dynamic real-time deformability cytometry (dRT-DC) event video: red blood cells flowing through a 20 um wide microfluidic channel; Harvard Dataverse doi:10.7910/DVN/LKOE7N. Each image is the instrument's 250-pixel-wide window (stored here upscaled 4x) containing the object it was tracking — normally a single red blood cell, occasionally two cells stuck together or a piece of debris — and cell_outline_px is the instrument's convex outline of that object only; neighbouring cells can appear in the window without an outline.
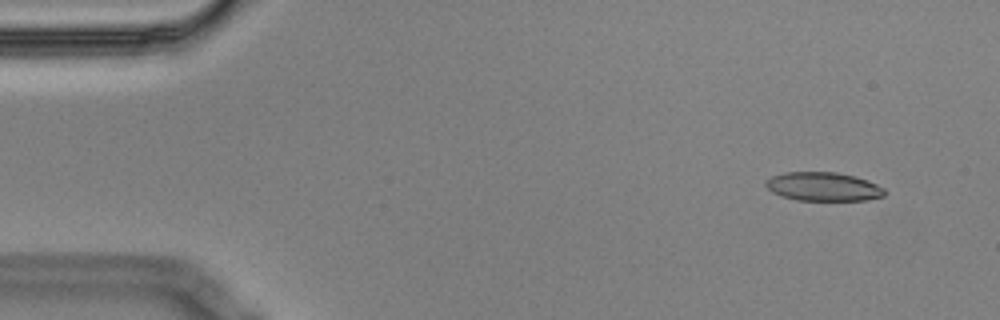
{"species": "Egyptian fruit bat (a non-hibernating species)", "species_latin": "Rousettus aegyptiacus", "temperature_condition": "cold", "stored_images_in_passage": 5, "segment_of_instrument_passage": [2, 2], "camera_frame_rate_fps": 3000, "um_per_image_px": 0.085, "animal": {"sex": "male"}, "frame": {"image": 1, "passage_image": 5, "time_ms": 1.333, "image_size_px": [1000, 320], "cell_outline_px": [[888, 192], [884, 196], [868, 200], [796, 200], [780, 196], [772, 192], [764, 184], [764, 180], [772, 176], [784, 172], [836, 172], [856, 176], [876, 184], [884, 188]], "centroid_in_image_um": [69.97, 15.86], "position_along_channel_um": 15.0, "area_um2": 20.11}}